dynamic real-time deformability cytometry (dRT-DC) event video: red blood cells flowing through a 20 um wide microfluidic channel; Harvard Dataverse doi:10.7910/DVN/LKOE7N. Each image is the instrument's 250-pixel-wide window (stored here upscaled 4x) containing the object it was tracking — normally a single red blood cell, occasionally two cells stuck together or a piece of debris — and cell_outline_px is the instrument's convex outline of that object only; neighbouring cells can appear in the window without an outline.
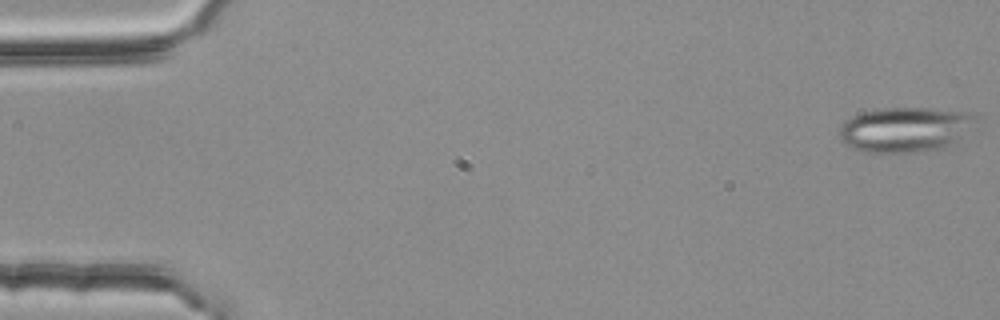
{"species": "common noctule bat (a hibernating species)", "species_latin": "Nyctalus noctula", "temperature_condition": "room temperature", "stored_images_in_passage": 12, "camera_frame_rate_fps": 3000, "um_per_image_px": 0.085, "animal": {"sex": "female", "body_mass_g": 25.1}, "frame": {"image": 1, "passage_image": 1, "time_ms": 0.0, "image_size_px": [1000, 320], "cell_outline_px": [[976, 116], [952, 144], [948, 148], [916, 152], [864, 152], [852, 148], [844, 144], [840, 136], [840, 128], [844, 120], [852, 116], [876, 108], [932, 108], [968, 112]], "centroid_in_image_um": [76.84, 11.01], "position_along_channel_um": 8.2, "area_um2": 35.32}}